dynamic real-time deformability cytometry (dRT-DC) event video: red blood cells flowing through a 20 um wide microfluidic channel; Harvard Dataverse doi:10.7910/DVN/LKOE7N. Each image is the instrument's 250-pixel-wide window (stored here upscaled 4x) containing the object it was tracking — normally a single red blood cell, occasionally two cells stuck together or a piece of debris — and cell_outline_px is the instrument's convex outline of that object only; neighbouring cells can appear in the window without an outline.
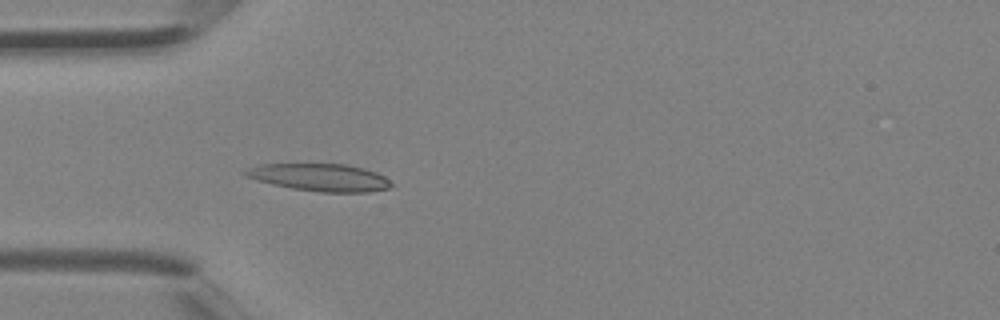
{"species": "Egyptian fruit bat (a non-hibernating species)", "species_latin": "Rousettus aegyptiacus", "temperature_condition": "room temperature", "stored_images_in_passage": 4, "camera_frame_rate_fps": 3000, "um_per_image_px": 0.085, "animal": {"sex": "female"}, "frame": {"image": 1, "passage_image": 4, "time_ms": 1.0, "image_size_px": [1000, 320], "cell_outline_px": [[392, 184], [388, 188], [368, 192], [320, 192], [292, 188], [272, 184], [244, 176], [240, 172], [248, 168], [260, 164], [344, 164], [364, 168], [376, 172], [384, 176]], "centroid_in_image_um": [27.15, 15.07], "position_along_channel_um": 57.8, "area_um2": 23.24}}